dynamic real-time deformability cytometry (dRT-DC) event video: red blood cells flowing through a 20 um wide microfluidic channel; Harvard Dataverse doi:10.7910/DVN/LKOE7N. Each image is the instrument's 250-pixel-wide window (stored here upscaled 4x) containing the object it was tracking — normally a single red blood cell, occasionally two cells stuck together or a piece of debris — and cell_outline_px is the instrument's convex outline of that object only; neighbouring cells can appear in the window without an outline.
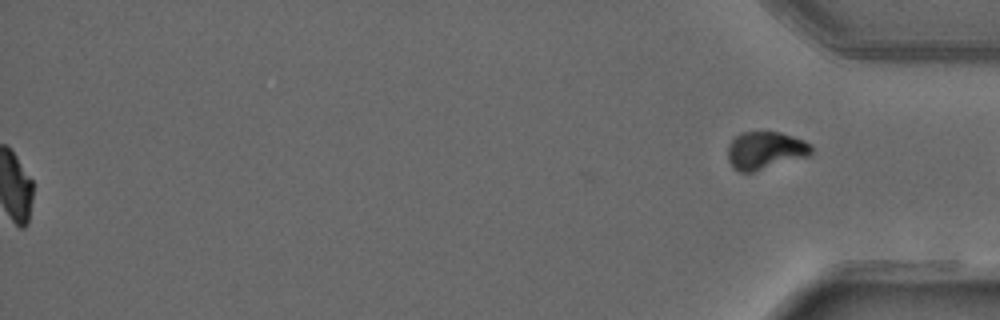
{"species": "common noctule bat (a hibernating species)", "species_latin": "Nyctalus noctula", "temperature_condition": "warm", "stored_images_in_passage": 35, "segment_of_instrument_passage": [2, 2], "camera_frame_rate_fps": 3000, "um_per_image_px": 0.085, "animal": {"sex": "male", "forearm_length_mm": 52.5}, "frame": {"image": 1, "passage_image": 35, "time_ms": 11.333, "image_size_px": [1000, 320], "cell_outline_px": [[812, 152], [808, 156], [752, 172], [740, 172], [732, 168], [728, 160], [728, 144], [740, 132], [780, 132], [804, 140], [812, 144]], "centroid_in_image_um": [65.03, 12.78], "position_along_channel_um": 370.2, "area_um2": 18.38}}